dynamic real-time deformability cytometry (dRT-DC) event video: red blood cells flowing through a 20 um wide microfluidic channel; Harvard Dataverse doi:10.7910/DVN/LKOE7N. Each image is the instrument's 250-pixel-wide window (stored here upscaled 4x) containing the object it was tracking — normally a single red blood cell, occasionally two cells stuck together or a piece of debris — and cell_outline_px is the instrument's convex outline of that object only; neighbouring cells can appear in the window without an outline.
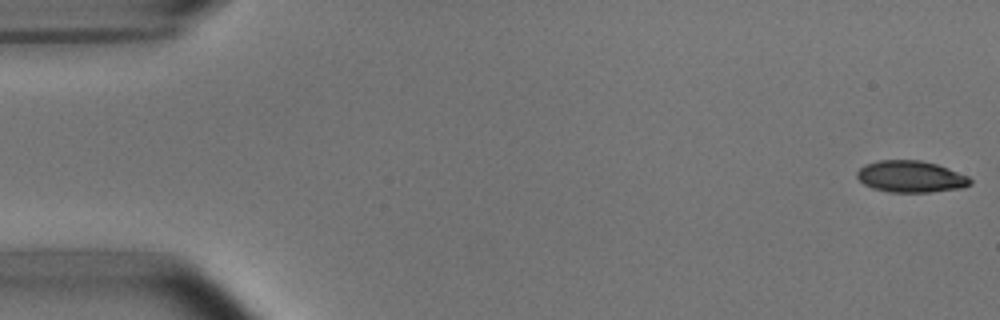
{"species": "common noctule bat (a hibernating species)", "species_latin": "Nyctalus noctula", "temperature_condition": "room temperature", "stored_images_in_passage": 53, "camera_frame_rate_fps": 3000, "um_per_image_px": 0.085, "animal": {"sex": "male", "body_mass_g": 15.6}, "frame": {"image": 1, "passage_image": 1, "time_ms": 0.0, "image_size_px": [1000, 320], "cell_outline_px": [[972, 184], [960, 188], [928, 192], [888, 192], [872, 188], [864, 184], [856, 176], [856, 172], [864, 164], [880, 160], [920, 160], [936, 164], [948, 168], [968, 176], [972, 180]], "centroid_in_image_um": [77.4, 15.01], "position_along_channel_um": 7.6, "area_um2": 20.87}}
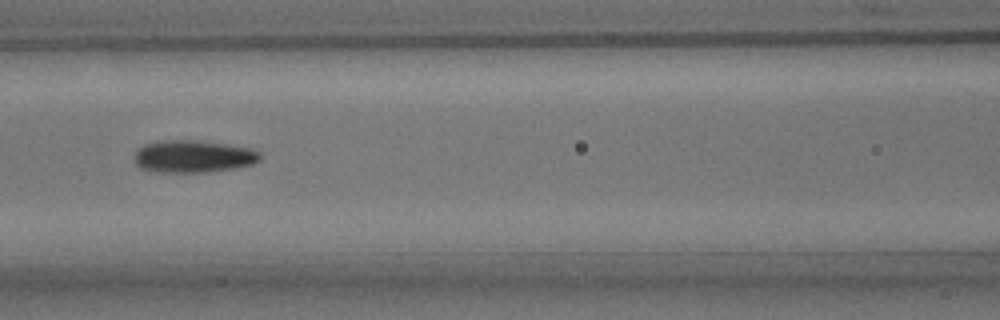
{"frame": {"image": 2, "passage_image": 23, "time_ms": 7.333, "image_size_px": [1000, 320], "cell_outline_px": [[260, 160], [252, 164], [236, 168], [208, 172], [156, 172], [140, 168], [136, 164], [136, 152], [144, 144], [164, 140], [196, 140], [228, 144], [252, 148], [260, 152]], "centroid_in_image_um": [16.46, 13.29], "position_along_channel_um": 150.1, "area_um2": 23.76}}
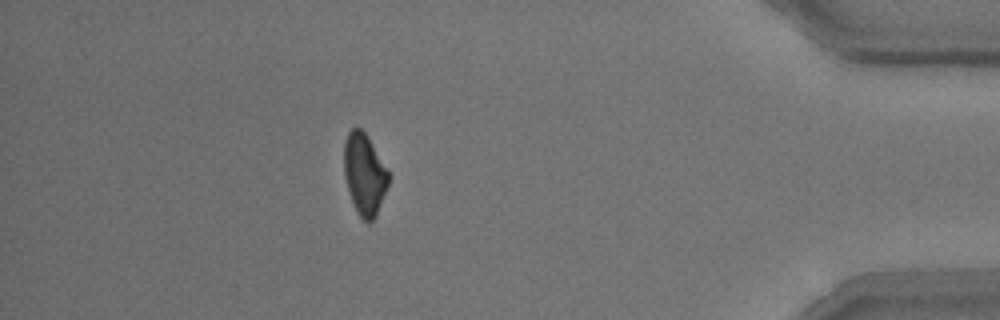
{"frame": {"image": 3, "passage_image": 47, "time_ms": 15.333, "image_size_px": [1000, 320], "cell_outline_px": [[392, 176], [376, 216], [368, 224], [360, 216], [352, 200], [344, 176], [344, 144], [348, 132], [352, 128], [360, 128], [364, 132]], "centroid_in_image_um": [31.0, 14.82], "position_along_channel_um": 404.2, "area_um2": 20.92}, "authors_computed_cell_mechanics": {"area_um2": 22.0796, "velocity_mm_per_s": 3.758, "shape_relaxation_time_tau1_ms": 3.3448, "shape_relaxation_time_tau2_ms": 4.4186, "deformation_change_tau1": 0.1147, "deformation_change_tau2": 0.1105}}